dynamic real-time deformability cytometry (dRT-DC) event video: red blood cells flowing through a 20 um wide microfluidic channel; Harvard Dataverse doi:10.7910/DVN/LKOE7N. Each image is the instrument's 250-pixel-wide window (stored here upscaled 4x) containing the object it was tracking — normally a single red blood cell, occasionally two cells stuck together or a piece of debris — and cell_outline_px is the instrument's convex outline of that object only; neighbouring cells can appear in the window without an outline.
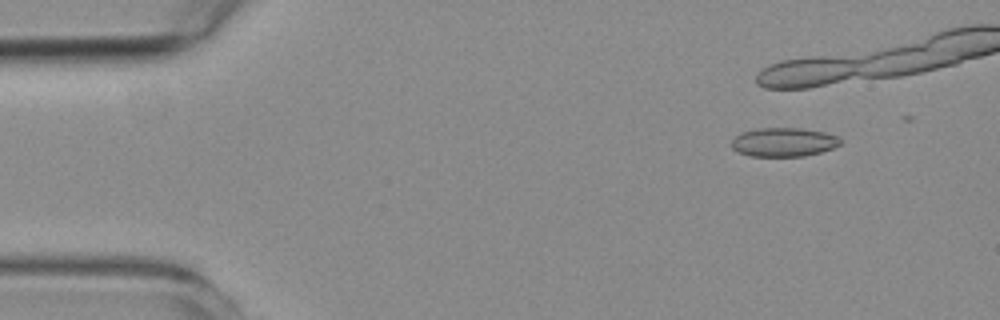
{"species": "common noctule bat (a hibernating species)", "species_latin": "Nyctalus noctula", "temperature_condition": "room temperature", "stored_images_in_passage": 13, "camera_frame_rate_fps": 3000, "um_per_image_px": 0.085, "animal": {"sex": "female", "body_mass_g": 19.3, "forearm_length_mm": 54.1}, "frame": {"image": 1, "passage_image": 6, "time_ms": 1.667, "image_size_px": [1000, 320], "cell_outline_px": [[840, 144], [832, 148], [820, 152], [804, 156], [748, 156], [736, 152], [732, 148], [732, 140], [740, 132], [756, 128], [800, 128], [824, 132], [836, 136], [840, 140]], "centroid_in_image_um": [66.55, 12.08], "position_along_channel_um": 18.4, "area_um2": 18.32}}